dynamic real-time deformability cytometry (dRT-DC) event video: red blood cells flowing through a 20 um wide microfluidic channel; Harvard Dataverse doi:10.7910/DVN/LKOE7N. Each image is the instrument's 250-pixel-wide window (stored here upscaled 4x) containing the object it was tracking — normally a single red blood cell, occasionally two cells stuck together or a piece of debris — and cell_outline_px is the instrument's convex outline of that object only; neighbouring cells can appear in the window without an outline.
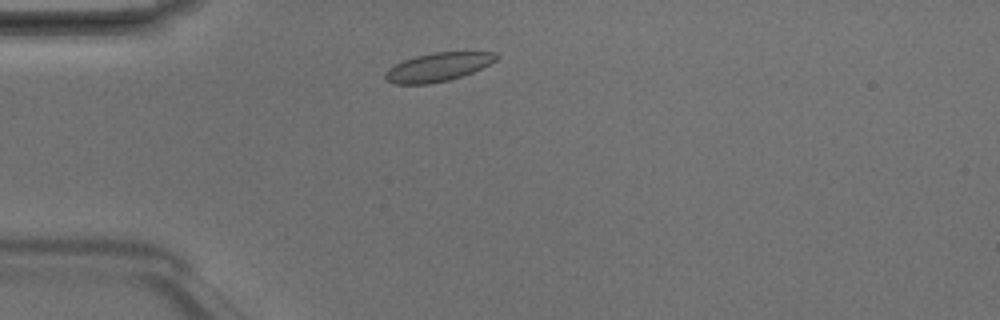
{"species": "Egyptian fruit bat (a non-hibernating species)", "species_latin": "Rousettus aegyptiacus", "temperature_condition": "room temperature", "stored_images_in_passage": 2, "camera_frame_rate_fps": 3000, "um_per_image_px": 0.085, "animal": {"sex": "male"}, "frame": {"image": 1, "passage_image": 2, "time_ms": 0.333, "image_size_px": [1000, 320], "cell_outline_px": [[500, 56], [496, 60], [472, 72], [448, 80], [428, 84], [392, 84], [384, 80], [384, 72], [388, 68], [404, 60], [416, 56], [436, 52], [496, 52]], "centroid_in_image_um": [37.18, 5.71], "position_along_channel_um": 47.8, "area_um2": 18.38}}